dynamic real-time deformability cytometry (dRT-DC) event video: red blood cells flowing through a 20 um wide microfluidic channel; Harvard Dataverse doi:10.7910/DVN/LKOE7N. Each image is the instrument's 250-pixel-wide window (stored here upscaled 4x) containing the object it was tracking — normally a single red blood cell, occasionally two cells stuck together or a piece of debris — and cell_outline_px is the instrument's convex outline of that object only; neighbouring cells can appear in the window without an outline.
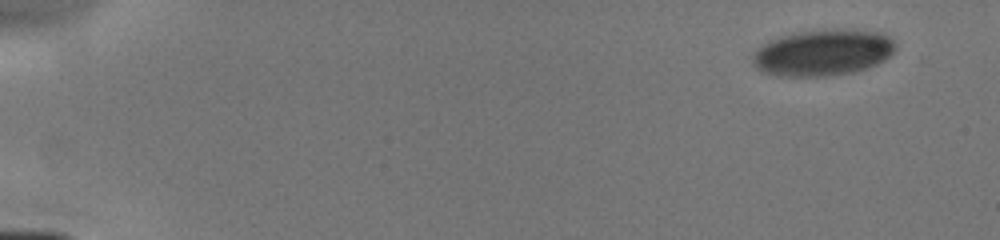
{"species": "human", "species_latin": "Homo sapiens", "temperature_condition": "cold", "stored_images_in_passage": 8, "camera_frame_rate_fps": 3000, "um_per_image_px": 0.085, "donor": {"sex": "male"}, "frame": {"image": 1, "passage_image": 1, "time_ms": 0.0, "image_size_px": [1000, 240], "cell_outline_px": [[896, 52], [884, 60], [868, 68], [852, 72], [832, 76], [776, 76], [764, 72], [756, 68], [752, 60], [756, 48], [768, 40], [800, 32], [836, 28], [840, 28], [880, 32], [888, 36], [896, 44]], "centroid_in_image_um": [69.97, 4.47], "position_along_channel_um": 15.0, "area_um2": 38.84}}
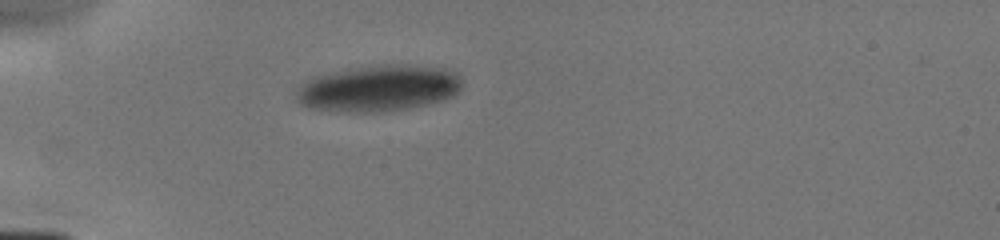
{"frame": {"image": 2, "passage_image": 5, "time_ms": 4.0, "image_size_px": [1000, 240], "cell_outline_px": [[460, 88], [452, 96], [428, 104], [408, 108], [384, 112], [348, 112], [312, 108], [300, 104], [296, 96], [296, 92], [312, 76], [344, 68], [380, 64], [396, 64], [440, 68], [456, 72], [460, 76]], "centroid_in_image_um": [32.15, 7.49], "position_along_channel_um": 52.9, "area_um2": 44.74}}
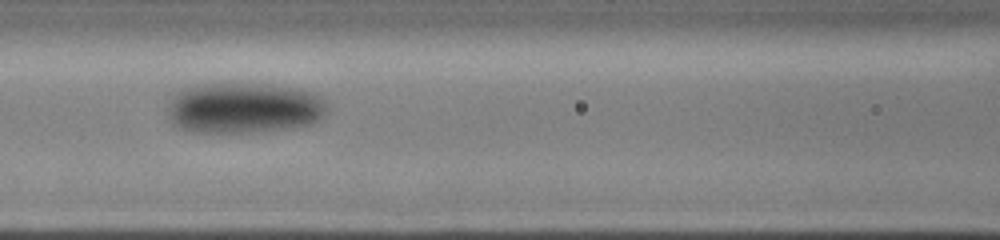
{"frame": {"image": 3, "passage_image": 8, "time_ms": 6.667, "image_size_px": [1000, 240], "cell_outline_px": [[324, 112], [316, 120], [308, 124], [284, 128], [248, 132], [192, 132], [180, 128], [172, 124], [168, 120], [168, 100], [176, 92], [184, 88], [196, 84], [264, 84], [296, 88], [312, 92], [320, 96], [324, 100]], "centroid_in_image_um": [20.62, 9.16], "position_along_channel_um": 146.0, "area_um2": 46.88}}